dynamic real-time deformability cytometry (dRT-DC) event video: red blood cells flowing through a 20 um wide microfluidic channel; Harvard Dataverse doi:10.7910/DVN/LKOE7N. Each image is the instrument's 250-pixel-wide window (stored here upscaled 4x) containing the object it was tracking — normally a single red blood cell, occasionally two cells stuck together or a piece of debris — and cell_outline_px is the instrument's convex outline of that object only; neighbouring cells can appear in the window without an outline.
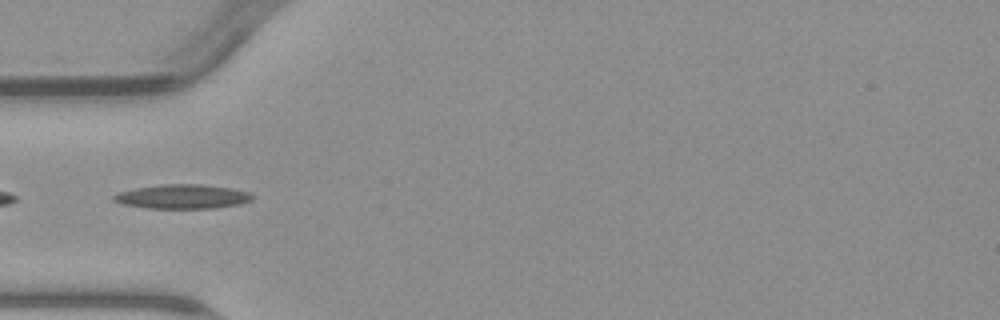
{"species": "common noctule bat (a hibernating species)", "species_latin": "Nyctalus noctula", "temperature_condition": "warm", "stored_images_in_passage": 7, "camera_frame_rate_fps": 3000, "um_per_image_px": 0.085, "animal": {"sex": "male", "body_mass_g": 23.1, "forearm_length_mm": 52.7}, "frame": {"image": 1, "passage_image": 4, "time_ms": 5.333, "image_size_px": [1000, 320], "cell_outline_px": [[252, 200], [240, 204], [216, 208], [148, 208], [124, 204], [112, 200], [112, 196], [120, 192], [136, 188], [160, 184], [204, 184], [232, 188], [248, 192], [252, 196]], "centroid_in_image_um": [15.52, 16.7], "position_along_channel_um": 69.5, "area_um2": 19.54}}
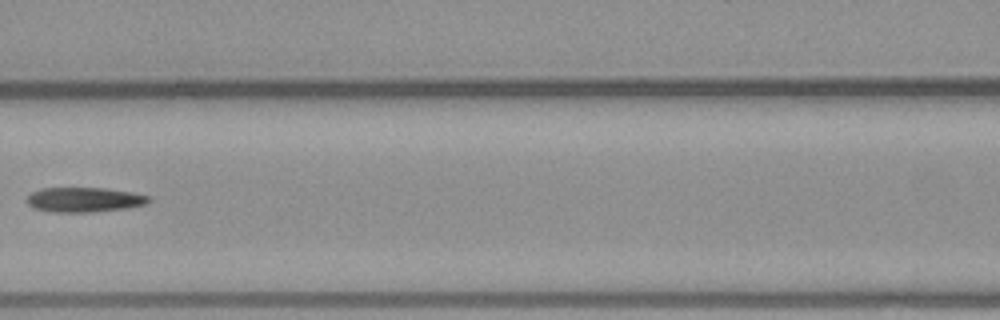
{"frame": {"image": 2, "passage_image": 6, "time_ms": 7.667, "image_size_px": [1000, 320], "cell_outline_px": [[152, 200], [148, 204], [128, 208], [92, 212], [56, 212], [32, 208], [28, 204], [28, 196], [32, 192], [40, 188], [104, 188], [132, 192], [148, 196]], "centroid_in_image_um": [7.19, 16.97], "position_along_channel_um": 159.4, "area_um2": 17.63}}
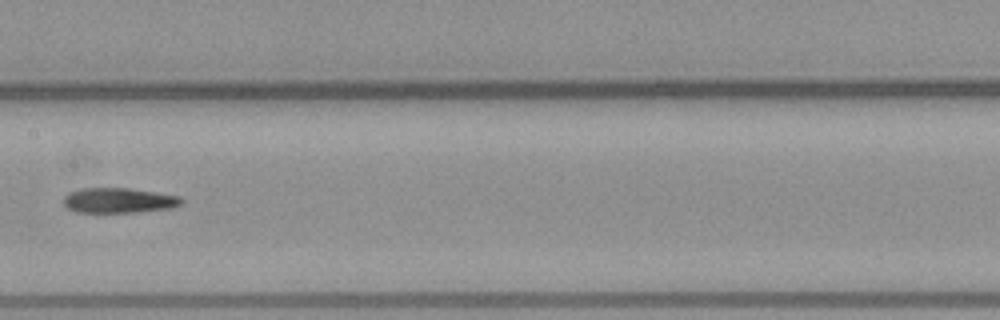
{"frame": {"image": 3, "passage_image": 7, "time_ms": 8.667, "image_size_px": [1000, 320], "cell_outline_px": [[184, 200], [180, 204], [172, 208], [136, 212], [76, 212], [68, 208], [64, 204], [64, 196], [68, 192], [84, 188], [128, 188], [156, 192], [180, 196]], "centroid_in_image_um": [10.1, 17.03], "position_along_channel_um": 197.3, "area_um2": 17.22}}